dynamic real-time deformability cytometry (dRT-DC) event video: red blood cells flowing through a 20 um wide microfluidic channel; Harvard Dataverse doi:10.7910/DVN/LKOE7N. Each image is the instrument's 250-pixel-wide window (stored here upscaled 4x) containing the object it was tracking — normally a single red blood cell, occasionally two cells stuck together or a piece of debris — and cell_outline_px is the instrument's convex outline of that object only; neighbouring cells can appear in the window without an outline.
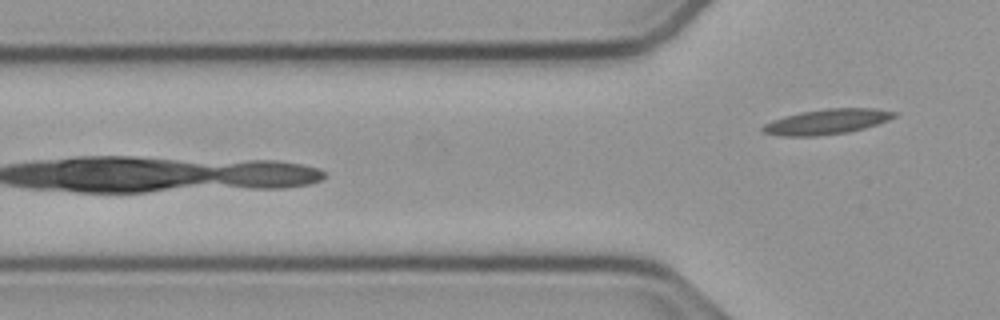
{"species": "common noctule bat (a hibernating species)", "species_latin": "Nyctalus noctula", "temperature_condition": "cold", "stored_images_in_passage": 19, "camera_frame_rate_fps": 3000, "um_per_image_px": 0.085, "animal": {"sex": "male", "body_mass_g": 23.1, "forearm_length_mm": 52.7}, "frame": {"image": 1, "passage_image": 19, "time_ms": 6.0, "image_size_px": [1000, 320], "cell_outline_px": [[900, 112], [896, 116], [888, 120], [864, 128], [848, 132], [816, 136], [780, 136], [764, 132], [760, 128], [764, 124], [772, 120], [784, 116], [800, 112], [824, 108], [876, 108]], "centroid_in_image_um": [70.29, 10.33], "position_along_channel_um": 55.5, "area_um2": 19.42}}